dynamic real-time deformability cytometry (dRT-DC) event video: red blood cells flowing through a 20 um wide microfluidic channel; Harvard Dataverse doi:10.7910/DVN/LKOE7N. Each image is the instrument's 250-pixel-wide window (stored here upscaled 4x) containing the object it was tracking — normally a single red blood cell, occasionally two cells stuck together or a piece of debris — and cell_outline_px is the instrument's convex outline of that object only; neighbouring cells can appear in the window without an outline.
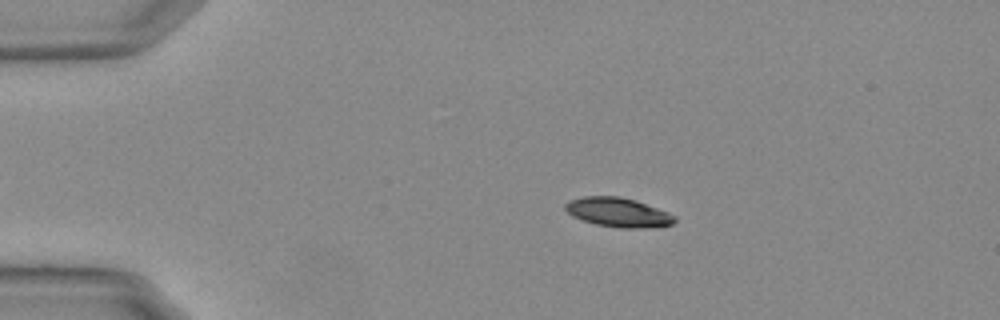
{"species": "Egyptian fruit bat (a non-hibernating species)", "species_latin": "Rousettus aegyptiacus", "temperature_condition": "warm", "stored_images_in_passage": 25, "camera_frame_rate_fps": 3000, "um_per_image_px": 0.085, "animal": {"sex": "female"}, "frame": {"image": 1, "passage_image": 11, "time_ms": 3.333, "image_size_px": [1000, 320], "cell_outline_px": [[676, 220], [672, 224], [640, 228], [620, 228], [596, 224], [580, 220], [572, 216], [564, 208], [564, 204], [568, 200], [584, 196], [620, 196], [636, 200], [668, 212], [676, 216]], "centroid_in_image_um": [52.5, 18.04], "position_along_channel_um": 32.5, "area_um2": 18.73}}
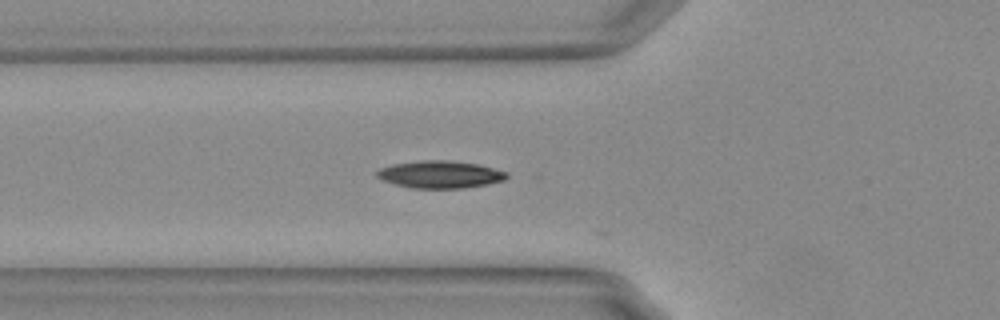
{"frame": {"image": 2, "passage_image": 20, "time_ms": 6.333, "image_size_px": [1000, 320], "cell_outline_px": [[508, 176], [504, 180], [488, 184], [464, 188], [412, 188], [396, 184], [384, 180], [376, 176], [376, 172], [380, 168], [392, 164], [420, 160], [448, 160], [476, 164], [508, 172]], "centroid_in_image_um": [37.41, 14.82], "position_along_channel_um": 88.4, "area_um2": 20.58}}